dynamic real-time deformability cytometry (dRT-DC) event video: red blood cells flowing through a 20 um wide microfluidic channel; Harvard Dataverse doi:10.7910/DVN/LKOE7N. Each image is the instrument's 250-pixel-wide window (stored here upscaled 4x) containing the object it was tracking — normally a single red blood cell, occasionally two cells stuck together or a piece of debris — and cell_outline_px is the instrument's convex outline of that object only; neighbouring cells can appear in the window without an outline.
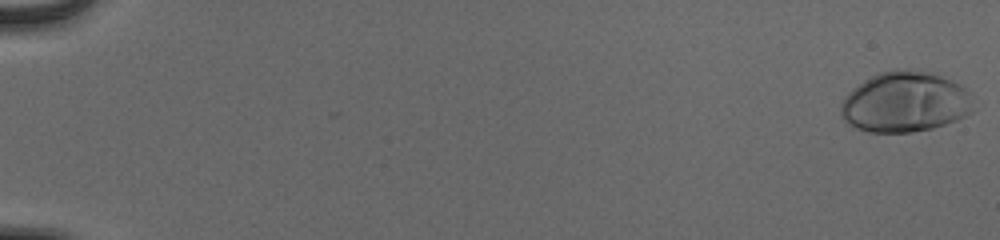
{"species": "human", "species_latin": "Homo sapiens", "temperature_condition": "cold", "stored_images_in_passage": 14, "camera_frame_rate_fps": 3000, "um_per_image_px": 0.085, "donor": {"sex": "male"}, "frame": {"image": 1, "passage_image": 1, "time_ms": 0.0, "image_size_px": [1000, 240], "cell_outline_px": [[972, 112], [956, 120], [932, 128], [912, 132], [868, 132], [856, 128], [848, 124], [844, 120], [840, 112], [840, 104], [844, 96], [852, 88], [864, 80], [880, 72], [896, 68], [912, 68], [936, 72], [960, 84], [968, 92], [972, 108]], "centroid_in_image_um": [76.9, 8.64], "position_along_channel_um": 8.1, "area_um2": 47.22}}